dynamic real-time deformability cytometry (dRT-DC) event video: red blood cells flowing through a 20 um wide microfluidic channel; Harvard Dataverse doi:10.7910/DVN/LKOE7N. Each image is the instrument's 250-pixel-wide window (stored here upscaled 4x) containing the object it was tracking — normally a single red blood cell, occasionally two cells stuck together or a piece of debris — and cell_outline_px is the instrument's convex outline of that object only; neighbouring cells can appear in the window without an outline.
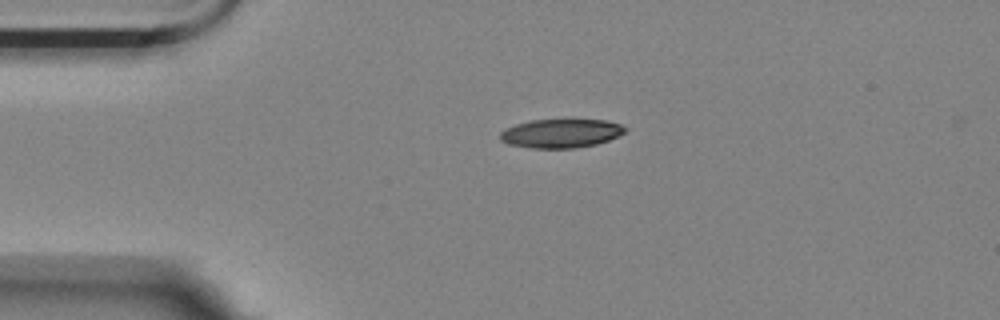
{"species": "Egyptian fruit bat (a non-hibernating species)", "species_latin": "Rousettus aegyptiacus", "temperature_condition": "room temperature", "stored_images_in_passage": 46, "camera_frame_rate_fps": 3000, "um_per_image_px": 0.085, "animal": {"sex": "female"}, "frame": {"image": 1, "passage_image": 1, "time_ms": 0.0, "image_size_px": [1000, 320], "cell_outline_px": [[628, 128], [624, 132], [608, 140], [596, 144], [576, 148], [528, 148], [508, 144], [500, 140], [500, 132], [516, 124], [532, 120], [572, 116], [608, 120], [620, 124]], "centroid_in_image_um": [47.72, 11.28], "position_along_channel_um": 37.3, "area_um2": 21.96}}
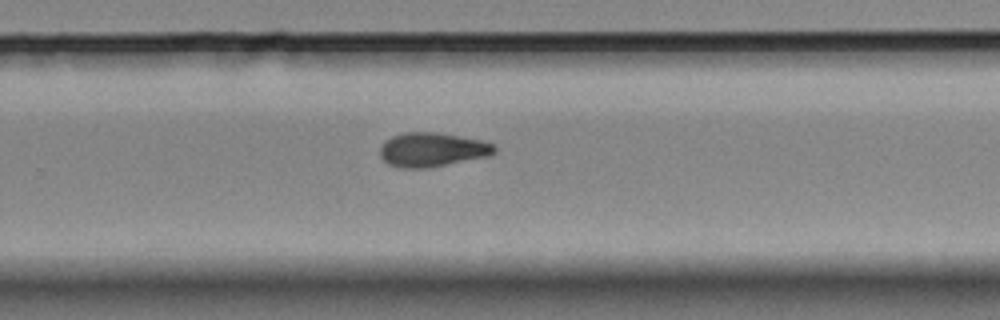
{"frame": {"image": 2, "passage_image": 25, "time_ms": 8.0, "image_size_px": [1000, 320], "cell_outline_px": [[496, 152], [492, 156], [428, 168], [400, 168], [388, 164], [380, 156], [380, 144], [384, 140], [392, 136], [404, 132], [436, 132], [480, 140], [496, 144]], "centroid_in_image_um": [36.74, 12.73], "position_along_channel_um": 293.1, "area_um2": 23.12}}
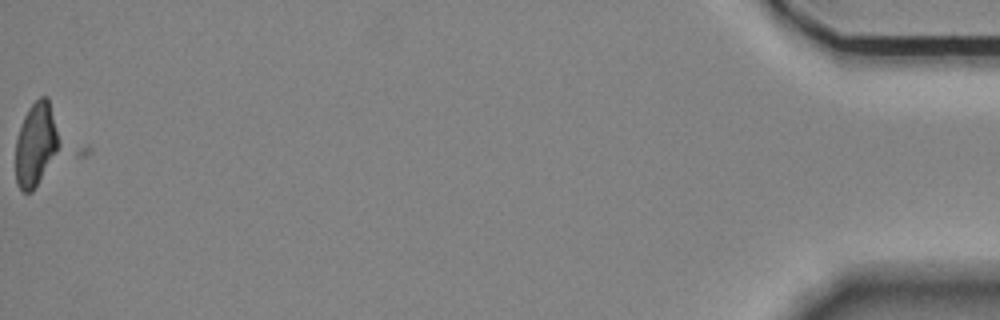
{"frame": {"image": 3, "passage_image": 45, "time_ms": 14.667, "image_size_px": [1000, 320], "cell_outline_px": [[88, 152], [84, 156], [32, 192], [24, 192], [16, 184], [16, 140], [24, 116], [28, 108], [40, 96], [48, 96], [88, 144]], "centroid_in_image_um": [3.88, 12.33], "position_along_channel_um": 431.3, "area_um2": 32.08}}